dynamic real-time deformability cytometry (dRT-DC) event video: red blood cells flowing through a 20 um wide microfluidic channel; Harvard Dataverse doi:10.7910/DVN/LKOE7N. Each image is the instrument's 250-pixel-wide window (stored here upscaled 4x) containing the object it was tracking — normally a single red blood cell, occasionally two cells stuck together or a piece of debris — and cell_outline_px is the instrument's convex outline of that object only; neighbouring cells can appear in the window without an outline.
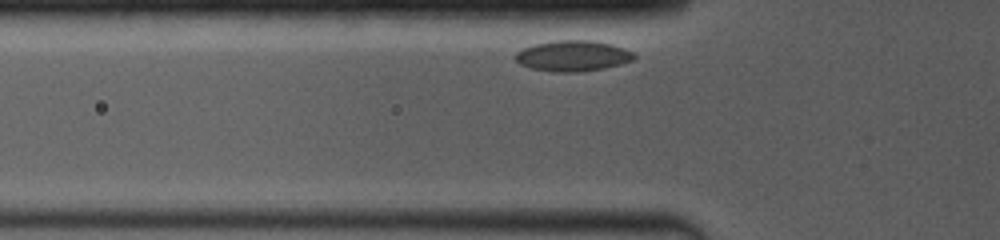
{"species": "common noctule bat (a hibernating species)", "species_latin": "Nyctalus noctula", "temperature_condition": "room temperature", "stored_images_in_passage": 5, "camera_frame_rate_fps": 4000, "um_per_image_px": 0.085, "animal": {"sex": "female", "body_mass_g": 19.0, "forearm_length_mm": 53.3}, "frame": {"image": 1, "passage_image": 2, "time_ms": 0.5, "image_size_px": [1000, 240], "cell_outline_px": [[636, 56], [632, 60], [620, 64], [604, 68], [576, 72], [564, 72], [532, 68], [520, 64], [516, 60], [516, 52], [532, 44], [556, 40], [592, 40], [612, 44], [632, 52]], "centroid_in_image_um": [48.69, 4.73], "position_along_channel_um": 77.1, "area_um2": 20.98}}
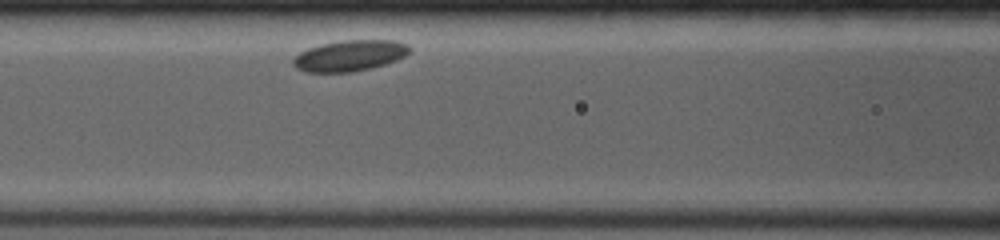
{"frame": {"image": 2, "passage_image": 5, "time_ms": 2.25, "image_size_px": [1000, 240], "cell_outline_px": [[412, 52], [396, 60], [384, 64], [368, 68], [348, 72], [304, 72], [296, 68], [292, 64], [292, 60], [300, 52], [308, 48], [320, 44], [340, 40], [396, 40], [408, 44], [412, 48]], "centroid_in_image_um": [29.73, 4.71], "position_along_channel_um": 136.9, "area_um2": 21.1}}